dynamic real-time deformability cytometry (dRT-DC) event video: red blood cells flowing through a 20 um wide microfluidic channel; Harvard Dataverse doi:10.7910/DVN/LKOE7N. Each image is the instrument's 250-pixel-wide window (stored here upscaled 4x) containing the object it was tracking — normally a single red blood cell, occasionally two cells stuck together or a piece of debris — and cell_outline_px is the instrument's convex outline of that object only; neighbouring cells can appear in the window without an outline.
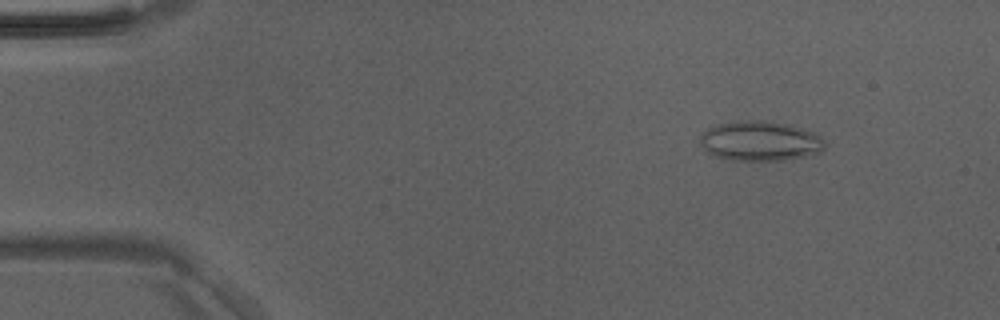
{"species": "Egyptian fruit bat (a non-hibernating species)", "species_latin": "Rousettus aegyptiacus", "temperature_condition": "room temperature", "stored_images_in_passage": 48, "camera_frame_rate_fps": 3000, "um_per_image_px": 0.085, "animal": {"sex": "male"}, "frame": {"image": 1, "passage_image": 6, "time_ms": 1.667, "image_size_px": [1000, 320], "cell_outline_px": [[828, 144], [820, 152], [804, 156], [784, 160], [728, 160], [712, 156], [704, 152], [700, 144], [700, 136], [708, 128], [716, 124], [748, 120], [764, 120], [788, 124], [804, 128], [820, 136]], "centroid_in_image_um": [64.59, 11.99], "position_along_channel_um": 20.4, "area_um2": 29.3}}
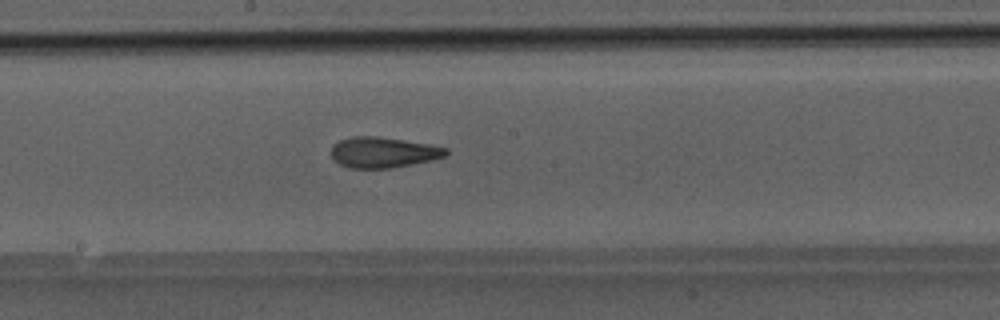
{"frame": {"image": 2, "passage_image": 26, "time_ms": 8.333, "image_size_px": [1000, 320], "cell_outline_px": [[448, 152], [444, 156], [432, 160], [392, 168], [348, 168], [340, 164], [332, 156], [332, 144], [340, 140], [352, 136], [376, 136], [404, 140], [428, 144], [448, 148]], "centroid_in_image_um": [32.56, 12.95], "position_along_channel_um": 215.6, "area_um2": 20.4}}
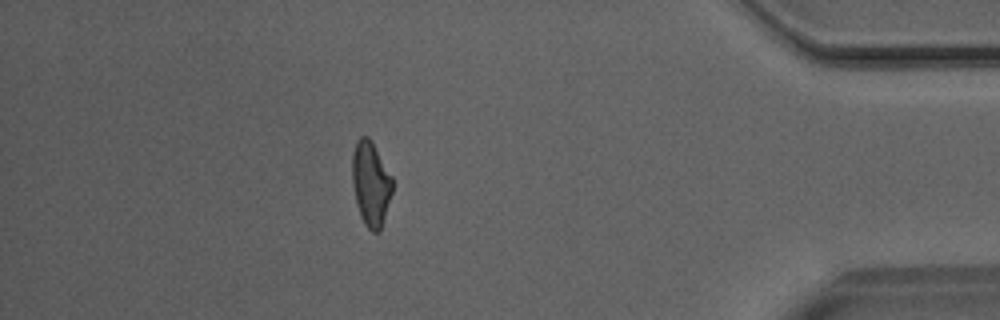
{"frame": {"image": 3, "passage_image": 42, "time_ms": 13.667, "image_size_px": [1000, 320], "cell_outline_px": [[392, 192], [380, 232], [372, 232], [364, 224], [360, 216], [356, 204], [352, 184], [352, 152], [356, 140], [360, 136], [368, 136], [372, 140], [392, 176]], "centroid_in_image_um": [31.5, 15.59], "position_along_channel_um": 403.7, "area_um2": 20.11}}